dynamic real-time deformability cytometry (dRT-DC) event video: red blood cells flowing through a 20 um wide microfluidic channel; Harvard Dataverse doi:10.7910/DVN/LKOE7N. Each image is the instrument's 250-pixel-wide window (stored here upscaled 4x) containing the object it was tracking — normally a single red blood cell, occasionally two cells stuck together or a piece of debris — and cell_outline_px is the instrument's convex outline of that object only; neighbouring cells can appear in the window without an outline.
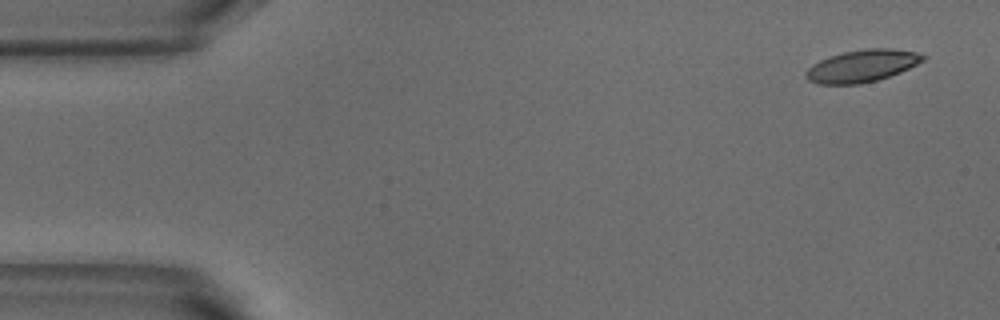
{"species": "common noctule bat (a hibernating species)", "species_latin": "Nyctalus noctula", "temperature_condition": "warm", "stored_images_in_passage": 51, "camera_frame_rate_fps": 3000, "um_per_image_px": 0.085, "animal": {"sex": "male", "body_mass_g": 18.8}, "frame": {"image": 1, "passage_image": 1, "time_ms": 0.0, "image_size_px": [1000, 320], "cell_outline_px": [[928, 56], [924, 60], [900, 72], [876, 80], [860, 84], [820, 84], [808, 80], [804, 76], [804, 72], [812, 64], [828, 56], [844, 52], [864, 48], [892, 48], [916, 52]], "centroid_in_image_um": [73.25, 5.59], "position_along_channel_um": 11.7, "area_um2": 22.02}}
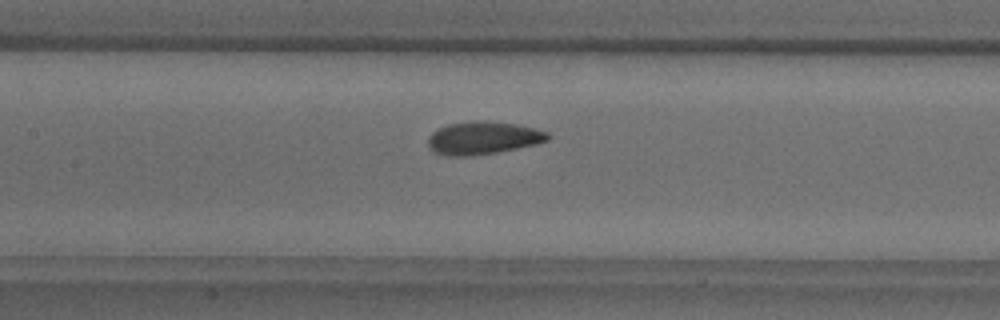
{"frame": {"image": 2, "passage_image": 22, "time_ms": 7.0, "image_size_px": [1000, 320], "cell_outline_px": [[548, 140], [536, 144], [496, 152], [472, 156], [448, 156], [432, 152], [428, 144], [428, 136], [432, 132], [448, 124], [472, 120], [480, 120], [516, 124], [536, 128], [548, 132]], "centroid_in_image_um": [41.03, 11.72], "position_along_channel_um": 166.4, "area_um2": 22.95}}
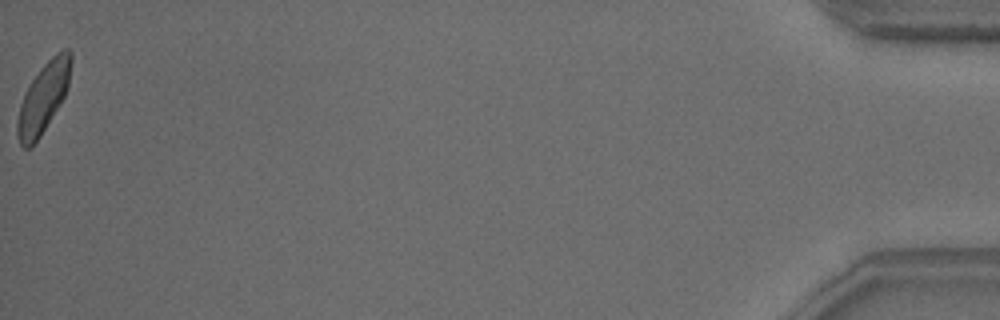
{"frame": {"image": 3, "passage_image": 51, "time_ms": 16.667, "image_size_px": [1000, 320], "cell_outline_px": [[72, 60], [68, 88], [64, 96], [40, 136], [28, 148], [24, 148], [20, 144], [16, 132], [16, 120], [20, 104], [32, 80], [40, 68], [56, 52], [64, 48], [68, 48], [72, 52]], "centroid_in_image_um": [3.69, 8.26], "position_along_channel_um": 431.5, "area_um2": 21.56}, "authors_computed_cell_mechanics": {"area_um2": 22.253, "velocity_mm_per_s": 3.8085, "shape_relaxation_time_tau1_ms": 3.07, "shape_relaxation_time_tau2_ms": 1.7098, "deformation_change_tau1": 0.1126, "deformation_change_tau2": 0.0737}}